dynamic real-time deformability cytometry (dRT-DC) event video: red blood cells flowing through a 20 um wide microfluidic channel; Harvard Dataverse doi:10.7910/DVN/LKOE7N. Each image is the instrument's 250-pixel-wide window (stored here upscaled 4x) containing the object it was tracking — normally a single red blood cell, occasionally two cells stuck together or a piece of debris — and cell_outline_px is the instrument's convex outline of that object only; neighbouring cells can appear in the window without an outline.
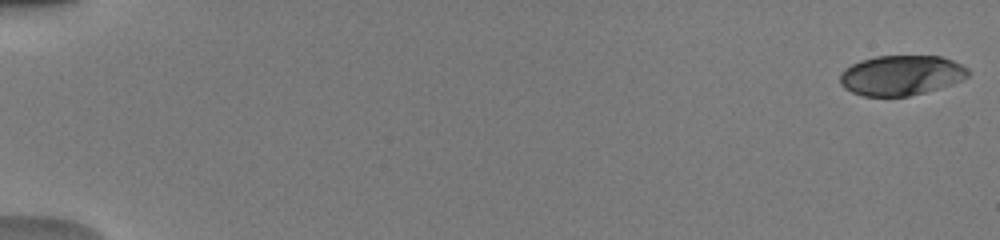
{"species": "human", "species_latin": "Homo sapiens", "temperature_condition": "warm", "stored_images_in_passage": 52, "camera_frame_rate_fps": 3000, "um_per_image_px": 0.085, "donor": {"sex": "male"}, "frame": {"image": 1, "passage_image": 1, "time_ms": 0.0, "image_size_px": [1000, 240], "cell_outline_px": [[968, 76], [952, 84], [940, 88], [908, 96], [864, 96], [852, 92], [844, 88], [840, 84], [840, 72], [844, 68], [860, 60], [876, 56], [940, 56], [952, 60], [968, 68]], "centroid_in_image_um": [76.57, 6.4], "position_along_channel_um": 8.4, "area_um2": 29.88}}
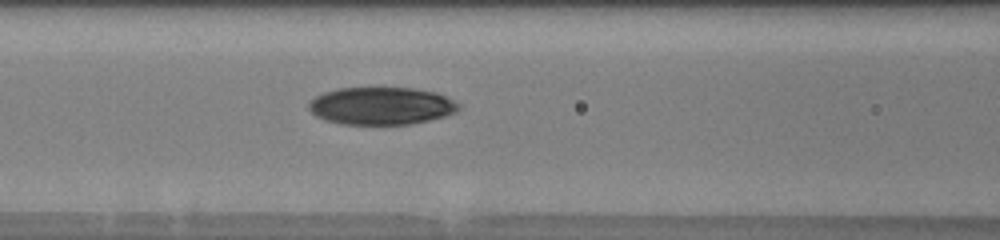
{"frame": {"image": 2, "passage_image": 24, "time_ms": 7.667, "image_size_px": [1000, 240], "cell_outline_px": [[460, 108], [456, 112], [444, 116], [412, 124], [340, 124], [324, 120], [316, 116], [308, 108], [308, 104], [316, 96], [324, 92], [336, 88], [412, 88], [436, 92], [460, 104]], "centroid_in_image_um": [32.39, 9.0], "position_along_channel_um": 134.2, "area_um2": 32.77}}
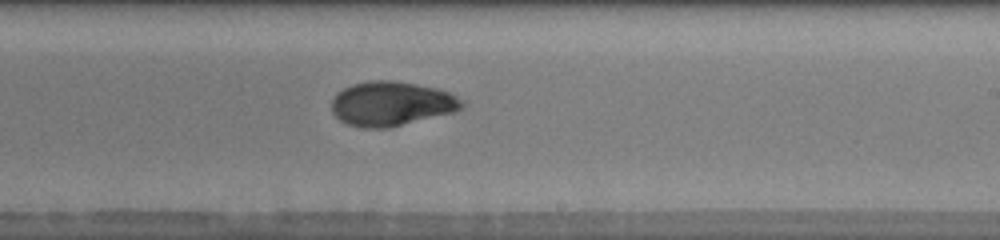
{"frame": {"image": 3, "passage_image": 33, "time_ms": 10.667, "image_size_px": [1000, 240], "cell_outline_px": [[464, 104], [456, 112], [388, 128], [360, 128], [348, 124], [340, 120], [332, 112], [332, 100], [336, 92], [352, 84], [368, 80], [392, 80], [416, 84], [436, 88], [448, 92], [464, 100]], "centroid_in_image_um": [33.26, 8.81], "position_along_channel_um": 255.7, "area_um2": 33.93}, "authors_computed_cell_mechanics": {"area_um2": 32.7437, "velocity_mm_per_s": 4.0578, "shape_relaxation_time_tau1_ms": 5.6595, "shape_relaxation_time_tau2_ms": 1.8842, "deformation_change_tau1": 0.2018, "deformation_change_tau2": 0.0581}}